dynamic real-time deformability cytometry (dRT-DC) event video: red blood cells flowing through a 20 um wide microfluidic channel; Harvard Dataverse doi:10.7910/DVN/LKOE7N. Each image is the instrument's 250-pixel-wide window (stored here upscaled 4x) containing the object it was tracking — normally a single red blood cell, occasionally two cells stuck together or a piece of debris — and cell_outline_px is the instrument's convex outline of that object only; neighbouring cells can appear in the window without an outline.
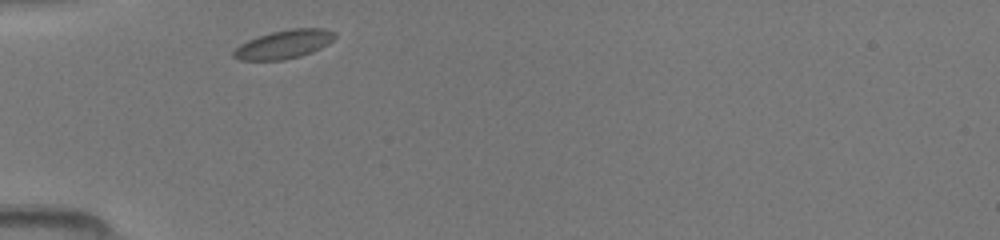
{"species": "common noctule bat (a hibernating species)", "species_latin": "Nyctalus noctula", "temperature_condition": "room temperature", "stored_images_in_passage": 2, "camera_frame_rate_fps": 3000, "um_per_image_px": 0.085, "animal": {"sex": "female", "body_mass_g": 19.5, "forearm_length_mm": 54.1}, "frame": {"image": 1, "passage_image": 1, "time_ms": 0.0, "image_size_px": [1000, 240], "cell_outline_px": [[336, 36], [328, 44], [312, 52], [300, 56], [284, 60], [240, 60], [232, 56], [232, 52], [240, 44], [256, 36], [272, 32], [292, 28], [324, 28], [336, 32]], "centroid_in_image_um": [24.14, 3.76], "position_along_channel_um": 60.9, "area_um2": 16.94}}
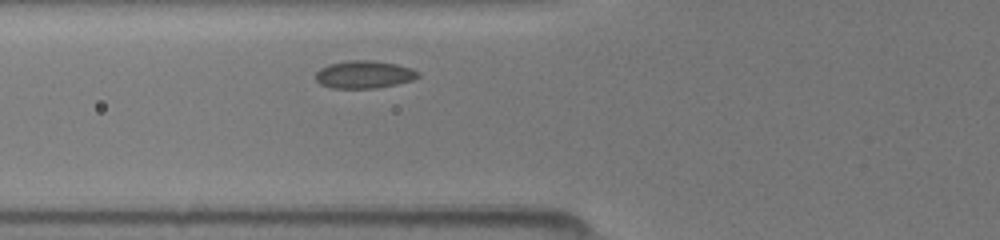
{"frame": {"image": 2, "passage_image": 2, "time_ms": 0.333, "image_size_px": [1000, 240], "cell_outline_px": [[420, 76], [412, 80], [396, 84], [376, 88], [332, 88], [320, 84], [316, 80], [316, 72], [320, 68], [328, 64], [348, 60], [376, 60], [396, 64], [412, 68], [420, 72]], "centroid_in_image_um": [30.96, 6.32], "position_along_channel_um": 94.8, "area_um2": 16.65}}